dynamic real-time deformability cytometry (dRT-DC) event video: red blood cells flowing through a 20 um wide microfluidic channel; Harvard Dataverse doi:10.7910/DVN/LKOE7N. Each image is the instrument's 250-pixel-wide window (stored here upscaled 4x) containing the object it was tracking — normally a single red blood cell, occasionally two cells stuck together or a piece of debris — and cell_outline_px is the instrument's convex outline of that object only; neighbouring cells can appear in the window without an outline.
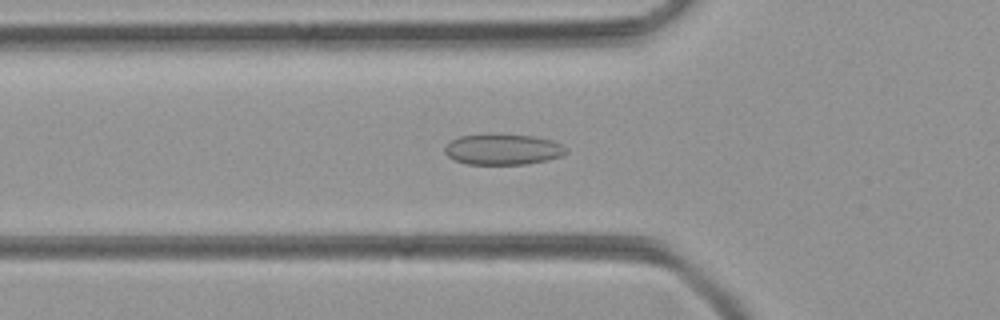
{"species": "common noctule bat (a hibernating species)", "species_latin": "Nyctalus noctula", "temperature_condition": "room temperature", "stored_images_in_passage": 49, "camera_frame_rate_fps": 3000, "um_per_image_px": 0.085, "animal": {"sex": "female", "body_mass_g": 21.9}, "frame": {"image": 1, "passage_image": 16, "time_ms": 5.0, "image_size_px": [1000, 320], "cell_outline_px": [[568, 152], [564, 156], [548, 160], [524, 164], [468, 164], [456, 160], [448, 156], [444, 152], [444, 148], [452, 140], [460, 136], [488, 132], [496, 132], [532, 136], [552, 140], [568, 148]], "centroid_in_image_um": [42.77, 12.66], "position_along_channel_um": 83.0, "area_um2": 22.31}}
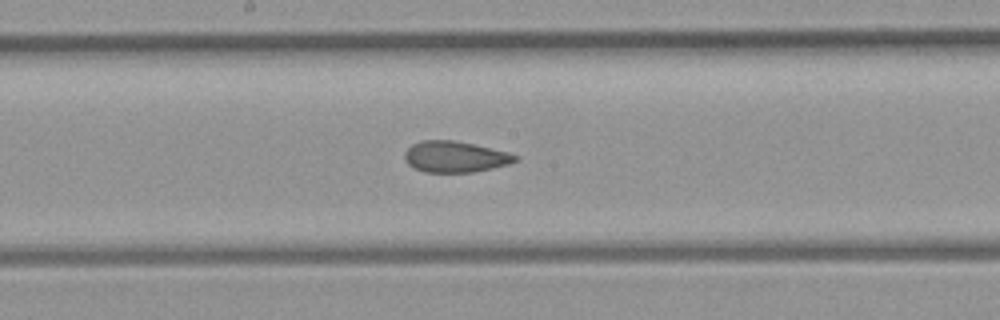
{"frame": {"image": 2, "passage_image": 25, "time_ms": 8.0, "image_size_px": [1000, 320], "cell_outline_px": [[520, 160], [508, 164], [492, 168], [472, 172], [424, 172], [408, 164], [404, 156], [404, 152], [412, 144], [424, 140], [452, 140], [472, 144], [508, 152], [520, 156]], "centroid_in_image_um": [38.7, 13.32], "position_along_channel_um": 209.5, "area_um2": 19.94}}
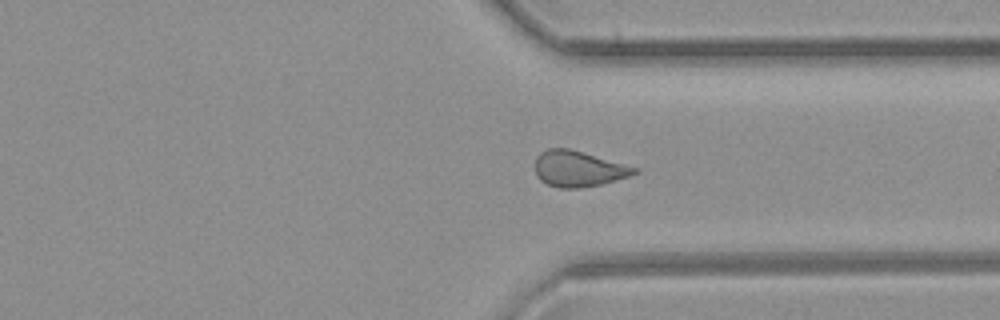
{"frame": {"image": 3, "passage_image": 36, "time_ms": 11.667, "image_size_px": [1000, 320], "cell_outline_px": [[640, 172], [632, 176], [600, 184], [580, 188], [560, 188], [548, 184], [540, 180], [536, 176], [536, 156], [540, 152], [548, 148], [568, 148], [640, 168]], "centroid_in_image_um": [49.19, 14.35], "position_along_channel_um": 362.2, "area_um2": 20.81}}